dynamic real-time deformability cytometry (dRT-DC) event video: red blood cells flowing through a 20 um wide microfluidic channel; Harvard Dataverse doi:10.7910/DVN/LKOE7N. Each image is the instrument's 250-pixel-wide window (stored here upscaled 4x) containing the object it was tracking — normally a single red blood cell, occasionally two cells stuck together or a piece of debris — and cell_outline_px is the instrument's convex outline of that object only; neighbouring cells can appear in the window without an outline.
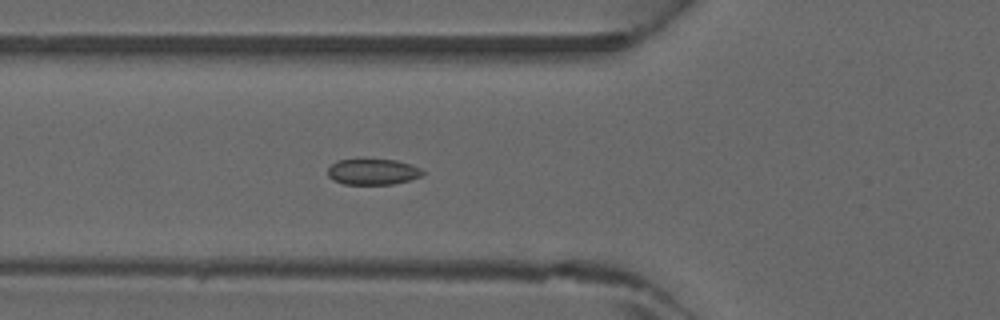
{"species": "common noctule bat (a hibernating species)", "species_latin": "Nyctalus noctula", "temperature_condition": "warm", "stored_images_in_passage": 47, "camera_frame_rate_fps": 3000, "um_per_image_px": 0.085, "animal": {"sex": "male", "forearm_length_mm": 52.5}, "frame": {"image": 1, "passage_image": 17, "time_ms": 5.333, "image_size_px": [1000, 320], "cell_outline_px": [[424, 172], [420, 176], [408, 180], [392, 184], [344, 184], [332, 180], [328, 176], [328, 168], [336, 160], [396, 160], [412, 164], [420, 168]], "centroid_in_image_um": [31.67, 14.6], "position_along_channel_um": 94.1, "area_um2": 14.16}}
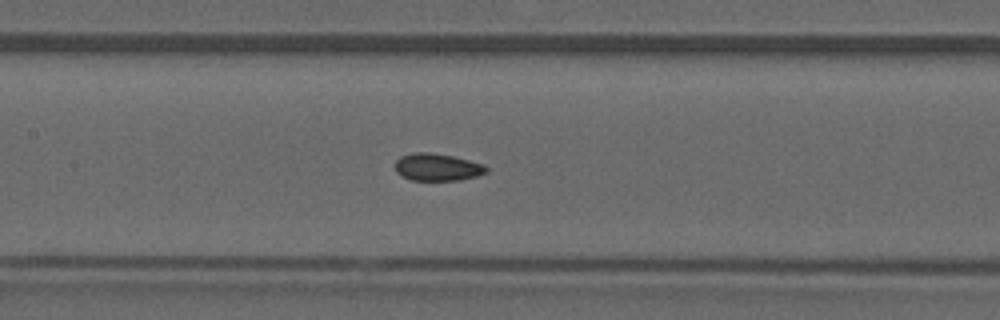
{"frame": {"image": 2, "passage_image": 22, "time_ms": 7.0, "image_size_px": [1000, 320], "cell_outline_px": [[488, 172], [476, 176], [460, 180], [412, 180], [400, 176], [396, 172], [396, 160], [400, 156], [416, 152], [424, 152], [452, 156], [484, 164], [488, 168]], "centroid_in_image_um": [37.17, 14.22], "position_along_channel_um": 170.2, "area_um2": 14.45}}
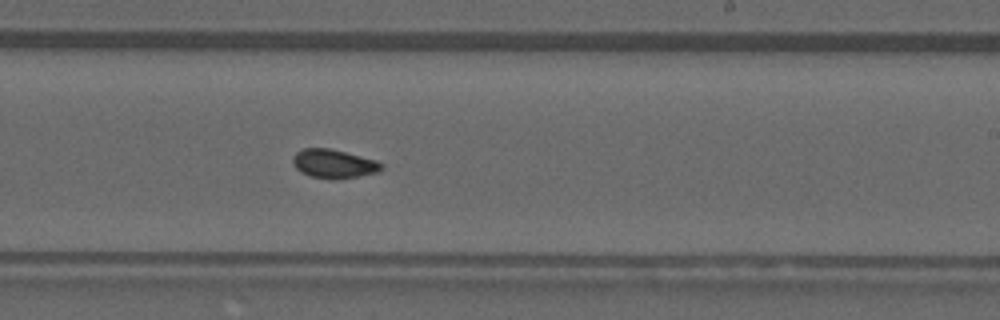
{"frame": {"image": 3, "passage_image": 28, "time_ms": 9.0, "image_size_px": [1000, 320], "cell_outline_px": [[384, 168], [376, 172], [336, 180], [332, 180], [312, 176], [300, 172], [292, 164], [292, 156], [296, 152], [304, 148], [328, 148], [376, 160], [384, 164]], "centroid_in_image_um": [28.34, 13.92], "position_along_channel_um": 260.7, "area_um2": 14.85}}